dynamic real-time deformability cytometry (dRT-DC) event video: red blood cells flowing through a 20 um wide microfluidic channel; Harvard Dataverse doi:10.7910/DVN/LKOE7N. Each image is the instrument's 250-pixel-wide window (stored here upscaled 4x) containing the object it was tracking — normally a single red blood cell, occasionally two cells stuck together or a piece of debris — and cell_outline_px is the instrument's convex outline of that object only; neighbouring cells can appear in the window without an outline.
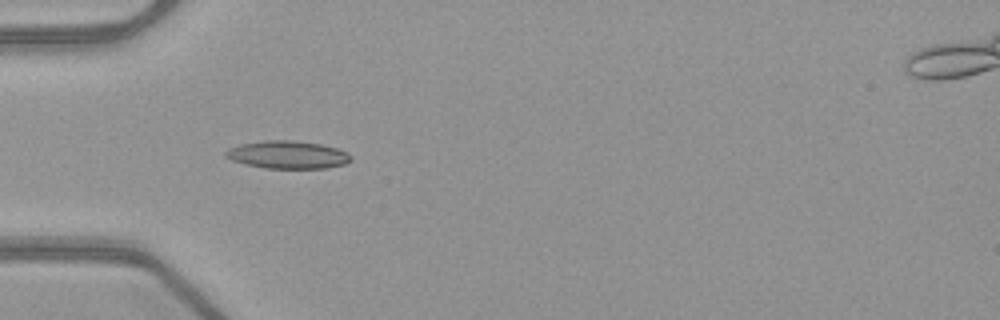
{"species": "common noctule bat (a hibernating species)", "species_latin": "Nyctalus noctula", "temperature_condition": "warm", "stored_images_in_passage": 40, "camera_frame_rate_fps": 3000, "um_per_image_px": 0.085, "animal": {"sex": "female", "body_mass_g": 21.9}, "frame": {"image": 1, "passage_image": 5, "time_ms": 1.333, "image_size_px": [1000, 320], "cell_outline_px": [[352, 160], [344, 164], [324, 168], [264, 168], [244, 164], [232, 160], [224, 156], [224, 152], [228, 148], [240, 144], [264, 140], [292, 140], [320, 144], [336, 148], [348, 152], [352, 156]], "centroid_in_image_um": [24.43, 13.15], "position_along_channel_um": 60.6, "area_um2": 20.35}}
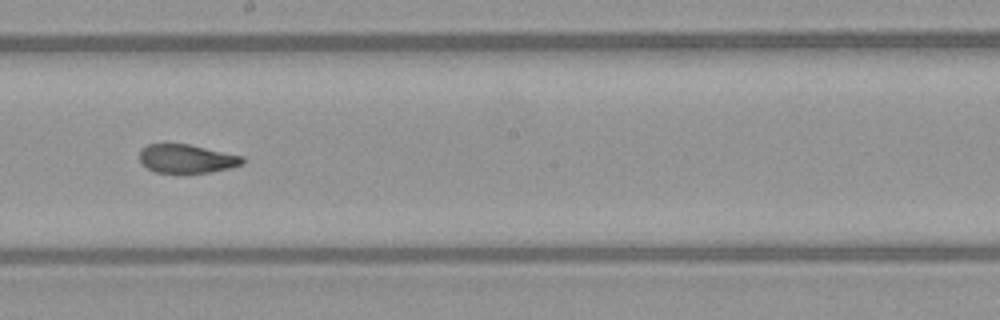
{"frame": {"image": 2, "passage_image": 18, "time_ms": 5.667, "image_size_px": [1000, 320], "cell_outline_px": [[244, 164], [212, 172], [156, 172], [140, 164], [140, 152], [148, 144], [188, 144], [244, 156]], "centroid_in_image_um": [15.89, 13.49], "position_along_channel_um": 232.3, "area_um2": 16.99}}
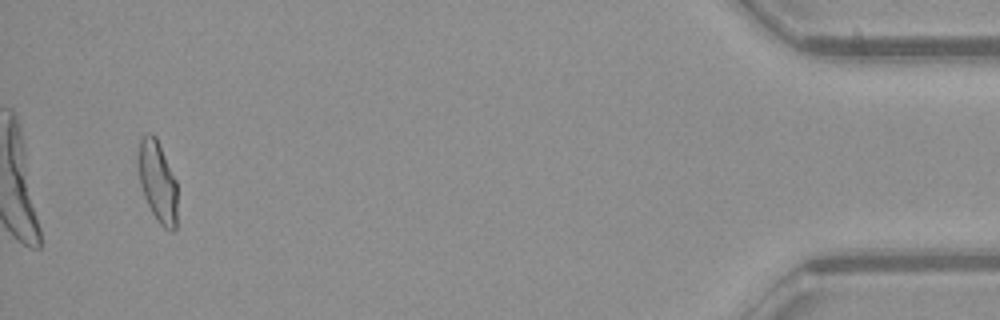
{"frame": {"image": 3, "passage_image": 38, "time_ms": 12.333, "image_size_px": [1000, 320], "cell_outline_px": [[176, 228], [172, 232], [164, 228], [156, 220], [144, 196], [140, 184], [140, 136], [148, 132], [152, 132], [156, 136], [176, 180]], "centroid_in_image_um": [13.42, 15.44], "position_along_channel_um": 421.8, "area_um2": 18.15}, "authors_computed_cell_mechanics": {"area_um2": 18.5538, "velocity_mm_per_s": 4.0189, "shape_relaxation_time_tau1_ms": 5.4504, "shape_relaxation_time_tau2_ms": 1.4828, "deformation_change_tau1": 0.1923, "deformation_change_tau2": 0.0805}}